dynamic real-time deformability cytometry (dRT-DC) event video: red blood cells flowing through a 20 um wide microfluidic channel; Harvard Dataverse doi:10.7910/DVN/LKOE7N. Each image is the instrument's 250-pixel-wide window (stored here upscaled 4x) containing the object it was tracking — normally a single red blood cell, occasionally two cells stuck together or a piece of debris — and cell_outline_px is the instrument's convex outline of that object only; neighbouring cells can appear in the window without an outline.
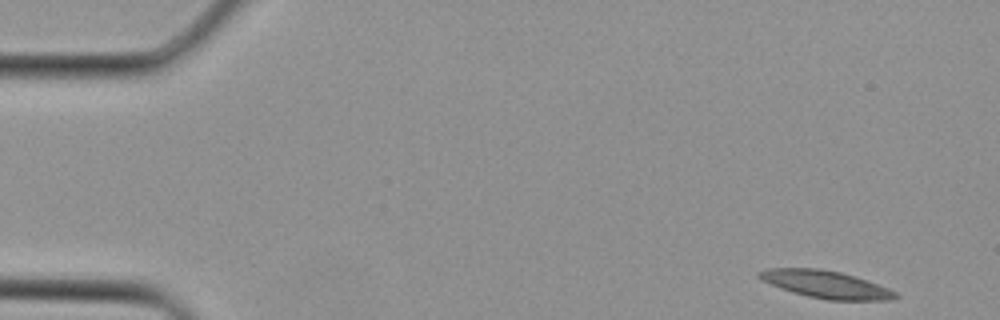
{"species": "Egyptian fruit bat (a non-hibernating species)", "species_latin": "Rousettus aegyptiacus", "temperature_condition": "cold", "stored_images_in_passage": 3, "camera_frame_rate_fps": 3000, "um_per_image_px": 0.085, "animal": {"sex": "female"}, "frame": {"image": 1, "passage_image": 1, "time_ms": 0.0, "image_size_px": [1000, 320], "cell_outline_px": [[900, 296], [888, 300], [828, 300], [808, 296], [792, 292], [780, 288], [756, 276], [756, 272], [768, 268], [820, 268], [840, 272], [888, 288], [896, 292]], "centroid_in_image_um": [70.16, 24.17], "position_along_channel_um": 14.8, "area_um2": 21.5}}